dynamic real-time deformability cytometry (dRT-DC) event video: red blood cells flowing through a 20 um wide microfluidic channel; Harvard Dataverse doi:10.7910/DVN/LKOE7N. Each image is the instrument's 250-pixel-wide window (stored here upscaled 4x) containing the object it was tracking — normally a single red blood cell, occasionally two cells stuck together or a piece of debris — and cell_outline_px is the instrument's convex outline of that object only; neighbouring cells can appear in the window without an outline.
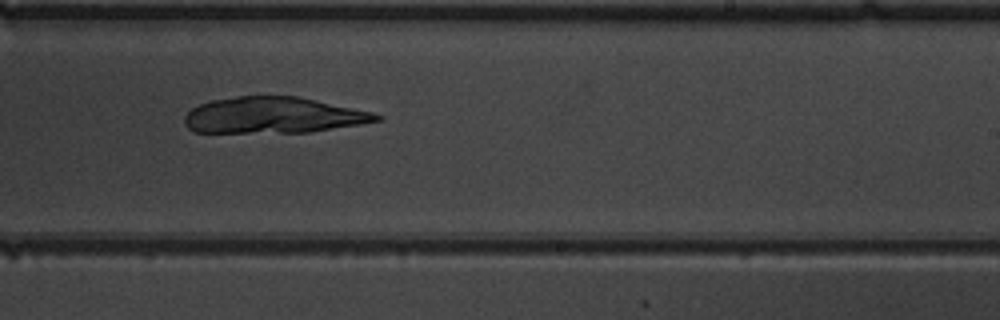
{"species": "common noctule bat (a hibernating species)", "species_latin": "Nyctalus noctula", "temperature_condition": "warm", "stored_images_in_passage": 51, "camera_frame_rate_fps": 3000, "um_per_image_px": 0.085, "animal": {"sex": "male", "body_mass_g": 19.5, "forearm_length_mm": 54.6}, "frame": {"image": 1, "passage_image": 32, "time_ms": 10.333, "image_size_px": [1000, 320], "cell_outline_px": [[384, 120], [360, 124], [308, 132], [192, 132], [184, 124], [184, 116], [192, 108], [200, 104], [212, 100], [236, 96], [296, 96], [372, 112], [384, 116]], "centroid_in_image_um": [23.21, 9.8], "position_along_channel_um": 265.8, "area_um2": 40.23}}